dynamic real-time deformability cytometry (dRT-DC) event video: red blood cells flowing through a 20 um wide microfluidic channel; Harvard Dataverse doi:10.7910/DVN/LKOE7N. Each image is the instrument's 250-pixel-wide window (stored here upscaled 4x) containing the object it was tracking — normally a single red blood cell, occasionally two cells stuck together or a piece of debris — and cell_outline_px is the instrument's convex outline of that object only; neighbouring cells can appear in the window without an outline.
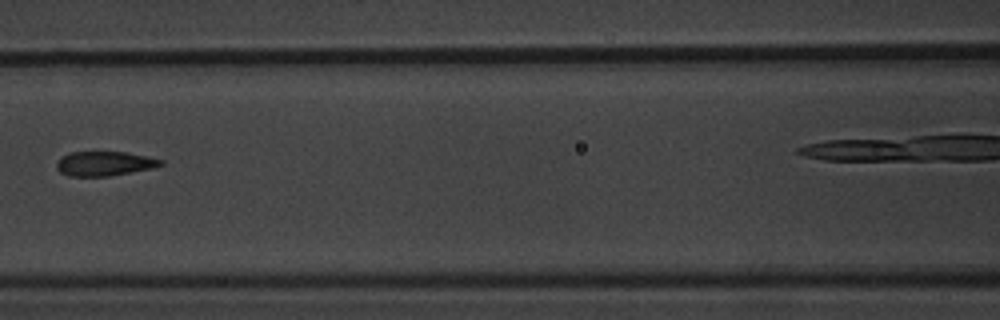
{"species": "common noctule bat (a hibernating species)", "species_latin": "Nyctalus noctula", "temperature_condition": "warm", "stored_images_in_passage": 4, "camera_frame_rate_fps": 3000, "um_per_image_px": 0.085, "animal": {"sex": "male", "body_mass_g": 20.1, "forearm_length_mm": 53.5}, "frame": {"image": 1, "passage_image": 3, "time_ms": 2.333, "image_size_px": [1000, 320], "cell_outline_px": [[164, 164], [152, 168], [108, 176], [68, 176], [60, 172], [56, 168], [56, 164], [60, 156], [72, 152], [128, 152], [164, 160]], "centroid_in_image_um": [8.86, 13.9], "position_along_channel_um": 157.7, "area_um2": 14.85}}